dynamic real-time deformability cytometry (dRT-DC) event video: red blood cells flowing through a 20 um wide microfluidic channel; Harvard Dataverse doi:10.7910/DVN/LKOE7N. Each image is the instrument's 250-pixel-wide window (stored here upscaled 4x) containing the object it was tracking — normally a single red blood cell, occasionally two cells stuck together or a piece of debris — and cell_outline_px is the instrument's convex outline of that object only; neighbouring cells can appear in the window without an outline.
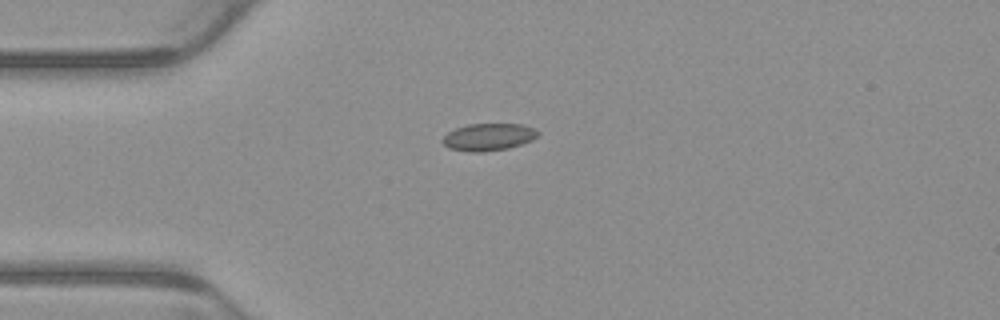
{"species": "common noctule bat (a hibernating species)", "species_latin": "Nyctalus noctula", "temperature_condition": "warm", "stored_images_in_passage": 1, "camera_frame_rate_fps": 3000, "um_per_image_px": 0.085, "animal": {"sex": "male", "body_mass_g": 23.1, "forearm_length_mm": 52.7}, "frame": {"image": 1, "passage_image": 1, "time_ms": 0.0, "image_size_px": [1000, 320], "cell_outline_px": [[540, 132], [532, 140], [508, 148], [484, 152], [468, 152], [448, 148], [440, 140], [448, 132], [456, 128], [468, 124], [524, 124]], "centroid_in_image_um": [41.49, 11.65], "position_along_channel_um": 43.5, "area_um2": 15.14}}